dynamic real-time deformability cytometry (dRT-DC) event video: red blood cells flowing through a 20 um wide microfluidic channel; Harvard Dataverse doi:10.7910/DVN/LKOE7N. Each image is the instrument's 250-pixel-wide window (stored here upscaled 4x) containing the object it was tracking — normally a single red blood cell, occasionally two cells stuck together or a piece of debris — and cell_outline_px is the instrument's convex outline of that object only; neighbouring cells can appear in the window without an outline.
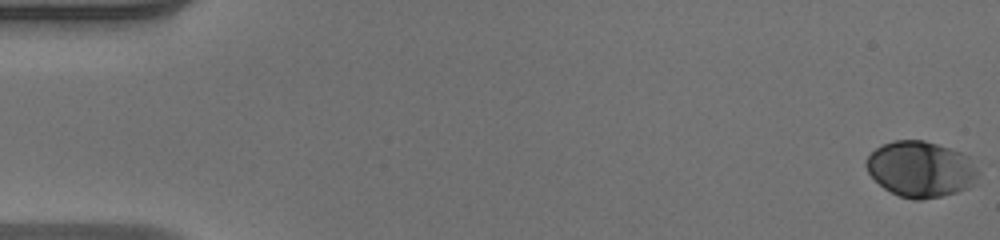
{"species": "human", "species_latin": "Homo sapiens", "temperature_condition": "warm", "stored_images_in_passage": 50, "camera_frame_rate_fps": 3000, "um_per_image_px": 0.085, "donor": {"sex": "male"}, "frame": {"image": 1, "passage_image": 1, "time_ms": 0.0, "image_size_px": [1000, 240], "cell_outline_px": [[980, 176], [968, 188], [956, 192], [940, 196], [920, 200], [912, 200], [900, 196], [884, 188], [868, 172], [864, 164], [864, 160], [876, 148], [884, 144], [896, 140], [924, 140], [960, 152], [968, 156], [980, 172]], "centroid_in_image_um": [78.26, 14.38], "position_along_channel_um": 6.7, "area_um2": 36.36}}
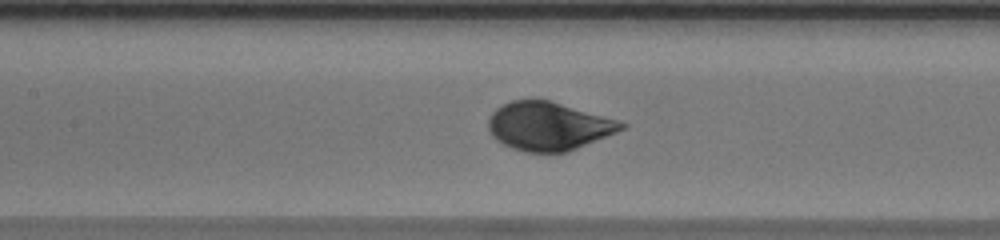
{"frame": {"image": 2, "passage_image": 24, "time_ms": 7.667, "image_size_px": [1000, 240], "cell_outline_px": [[628, 124], [624, 128], [616, 132], [568, 152], [524, 152], [512, 148], [496, 140], [492, 136], [488, 128], [488, 120], [492, 112], [496, 108], [512, 100], [548, 100], [620, 120]], "centroid_in_image_um": [46.62, 10.73], "position_along_channel_um": 160.8, "area_um2": 37.34}}
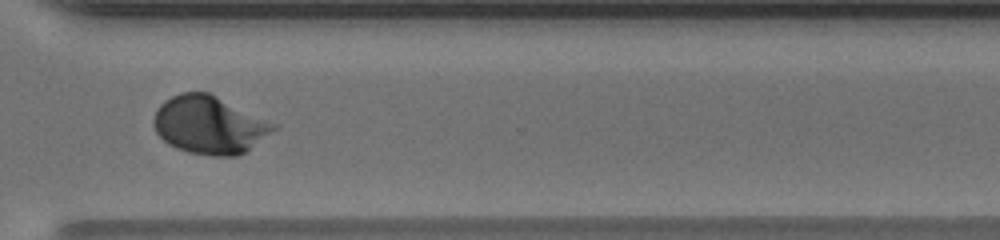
{"frame": {"image": 3, "passage_image": 38, "time_ms": 12.333, "image_size_px": [1000, 240], "cell_outline_px": [[280, 124], [276, 128], [244, 152], [236, 156], [212, 156], [188, 152], [176, 148], [168, 144], [156, 132], [152, 124], [152, 120], [156, 108], [164, 100], [180, 92], [208, 92]], "centroid_in_image_um": [17.77, 10.6], "position_along_channel_um": 352.8, "area_um2": 40.58}, "authors_computed_cell_mechanics": {"area_um2": 36.3273, "velocity_mm_per_s": 4.1168, "shape_relaxation_time_tau1_ms": 2.5068, "shape_relaxation_time_tau2_ms": null, "deformation_change_tau1": 0.1459, "deformation_change_tau2": null}}